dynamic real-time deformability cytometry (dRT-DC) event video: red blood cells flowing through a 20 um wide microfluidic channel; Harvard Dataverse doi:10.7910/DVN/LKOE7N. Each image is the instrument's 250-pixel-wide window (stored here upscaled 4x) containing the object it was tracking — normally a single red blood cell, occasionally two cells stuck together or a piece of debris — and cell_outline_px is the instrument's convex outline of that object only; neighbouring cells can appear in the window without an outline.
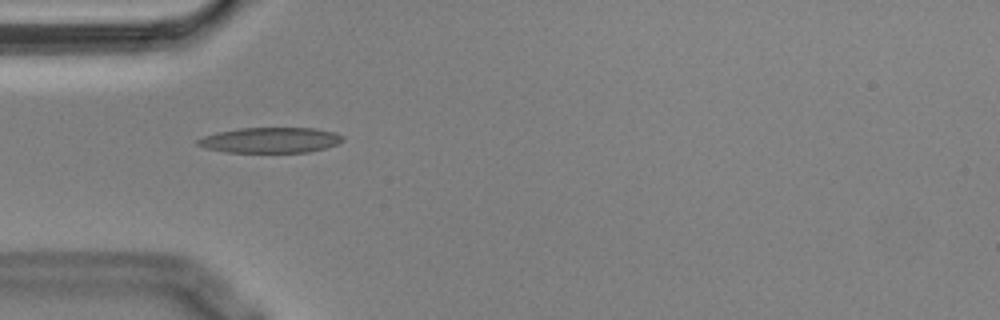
{"species": "Egyptian fruit bat (a non-hibernating species)", "species_latin": "Rousettus aegyptiacus", "temperature_condition": "cold", "stored_images_in_passage": 55, "camera_frame_rate_fps": 3000, "um_per_image_px": 0.085, "animal": {"sex": "male"}, "frame": {"image": 1, "passage_image": 16, "time_ms": 5.0, "image_size_px": [1000, 320], "cell_outline_px": [[344, 140], [336, 144], [324, 148], [308, 152], [224, 152], [204, 148], [196, 144], [196, 140], [204, 136], [220, 132], [240, 128], [312, 128], [336, 132], [344, 136]], "centroid_in_image_um": [22.98, 11.91], "position_along_channel_um": 62.0, "area_um2": 21.44}}
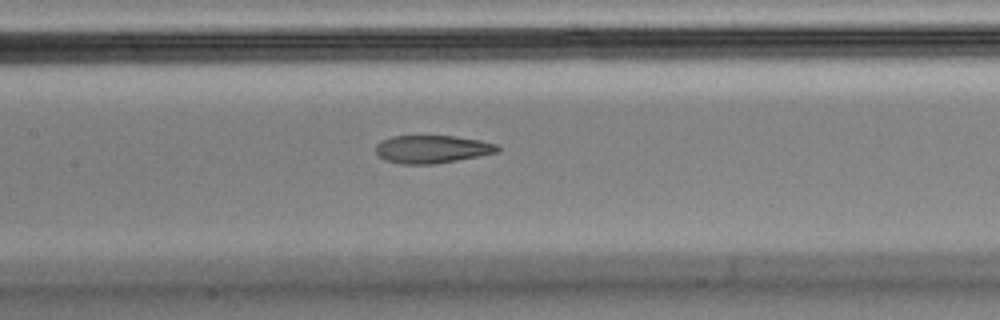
{"frame": {"image": 2, "passage_image": 25, "time_ms": 8.0, "image_size_px": [1000, 320], "cell_outline_px": [[500, 152], [456, 160], [432, 164], [400, 164], [384, 160], [376, 152], [376, 144], [392, 136], [456, 136], [480, 140], [496, 144], [500, 148]], "centroid_in_image_um": [36.74, 12.68], "position_along_channel_um": 170.7, "area_um2": 19.71}}
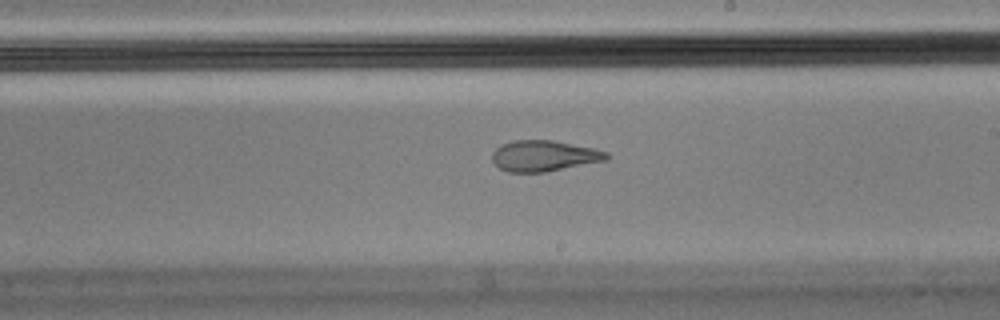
{"frame": {"image": 3, "passage_image": 31, "time_ms": 10.0, "image_size_px": [1000, 320], "cell_outline_px": [[612, 156], [608, 160], [544, 172], [508, 172], [500, 168], [492, 160], [492, 152], [500, 144], [512, 140], [552, 140], [596, 148], [608, 152]], "centroid_in_image_um": [46.28, 13.24], "position_along_channel_um": 242.7, "area_um2": 20.81}, "authors_computed_cell_mechanics": {"area_um2": 20.9814, "velocity_mm_per_s": 3.62, "shape_relaxation_time_tau1_ms": null, "shape_relaxation_time_tau2_ms": 1.4957, "deformation_change_tau1": null, "deformation_change_tau2": 0.0975}}